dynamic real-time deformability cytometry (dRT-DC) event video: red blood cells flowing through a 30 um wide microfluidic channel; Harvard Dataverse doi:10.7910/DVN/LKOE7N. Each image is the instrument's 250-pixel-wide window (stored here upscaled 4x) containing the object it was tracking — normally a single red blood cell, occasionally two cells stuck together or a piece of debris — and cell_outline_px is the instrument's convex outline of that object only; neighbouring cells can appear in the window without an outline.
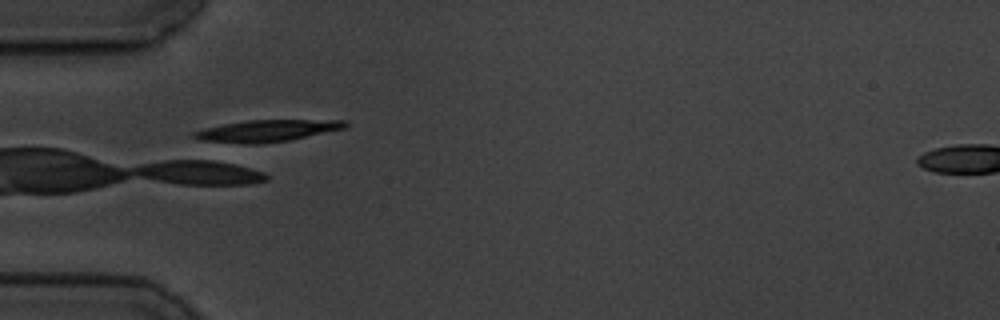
{"species": "common noctule bat (a hibernating species)", "species_latin": "Nyctalus noctula", "temperature_condition": "cold", "stored_images_in_passage": 6, "camera_frame_rate_fps": 3000, "um_per_image_px": 0.085, "animal": {"sex": "male", "body_mass_g": 19.5, "forearm_length_mm": 54.6}, "frame": {"image": 1, "passage_image": 5, "time_ms": 4.667, "image_size_px": [1000, 320], "cell_outline_px": [[348, 124], [344, 128], [288, 140], [264, 144], [208, 144], [192, 136], [192, 132], [204, 128], [224, 124], [248, 120], [348, 120]], "centroid_in_image_um": [22.55, 11.14], "position_along_channel_um": 62.5, "area_um2": 19.59}}